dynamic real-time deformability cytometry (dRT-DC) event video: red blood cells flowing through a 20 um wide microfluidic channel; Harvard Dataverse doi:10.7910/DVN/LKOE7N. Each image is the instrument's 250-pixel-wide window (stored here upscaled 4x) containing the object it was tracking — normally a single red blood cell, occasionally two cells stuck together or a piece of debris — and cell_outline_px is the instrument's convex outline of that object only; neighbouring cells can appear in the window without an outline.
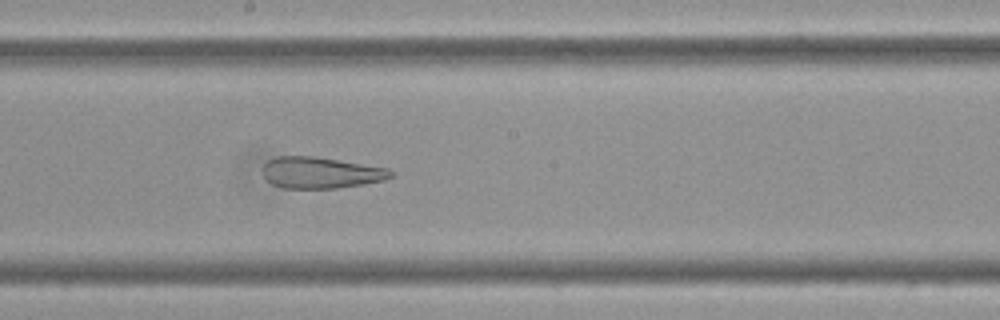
{"species": "Egyptian fruit bat (a non-hibernating species)", "species_latin": "Rousettus aegyptiacus", "temperature_condition": "cold", "stored_images_in_passage": 44, "camera_frame_rate_fps": 3000, "um_per_image_px": 0.085, "frame": {"image": 1, "passage_image": 17, "time_ms": 5.333, "image_size_px": [1000, 320], "cell_outline_px": [[392, 176], [384, 180], [364, 184], [336, 188], [284, 188], [272, 184], [264, 176], [264, 164], [268, 160], [276, 156], [316, 156], [388, 168], [392, 172]], "centroid_in_image_um": [27.26, 14.67], "position_along_channel_um": 220.9, "area_um2": 23.29}}
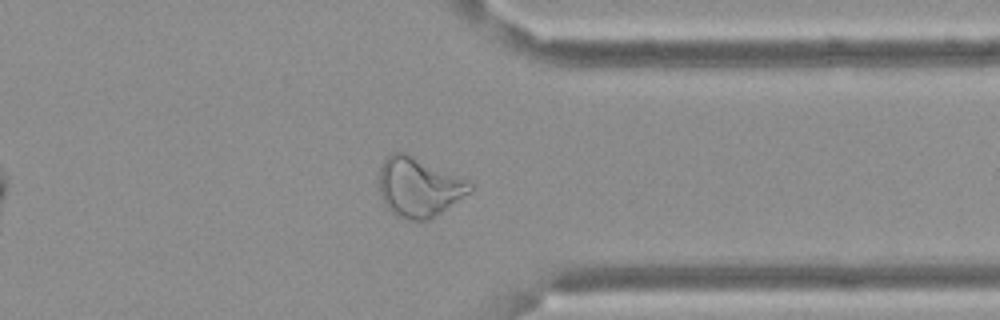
{"frame": {"image": 2, "passage_image": 31, "time_ms": 10.0, "image_size_px": [1000, 320], "cell_outline_px": [[472, 192], [428, 220], [408, 220], [396, 216], [384, 204], [380, 196], [380, 164], [392, 152], [404, 152], [468, 180], [472, 184]], "centroid_in_image_um": [35.59, 15.91], "position_along_channel_um": 375.8, "area_um2": 31.27}}
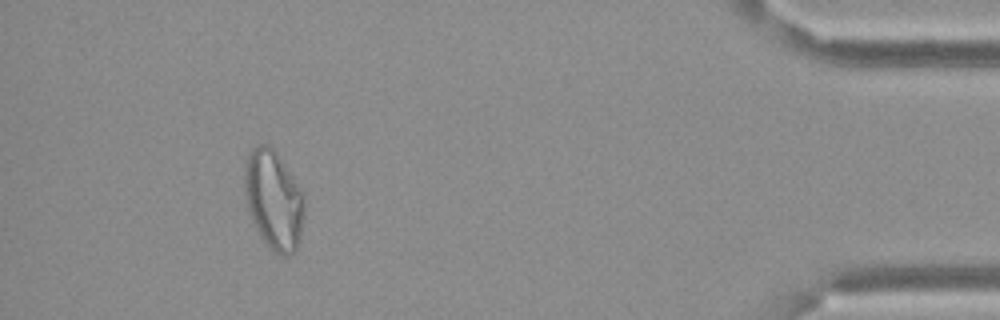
{"frame": {"image": 3, "passage_image": 39, "time_ms": 12.667, "image_size_px": [1000, 320], "cell_outline_px": [[304, 216], [300, 240], [296, 248], [288, 256], [280, 256], [268, 248], [260, 236], [252, 220], [248, 208], [244, 192], [244, 164], [248, 152], [256, 144], [264, 140], [276, 152], [300, 188], [304, 204]], "centroid_in_image_um": [23.23, 16.97], "position_along_channel_um": 412.0, "area_um2": 34.85}, "authors_computed_cell_mechanics": {"area_um2": 28.0908, "velocity_mm_per_s": 3.388, "shape_relaxation_time_tau1_ms": null, "shape_relaxation_time_tau2_ms": 2.3629, "deformation_change_tau1": null, "deformation_change_tau2": 0.1186}}